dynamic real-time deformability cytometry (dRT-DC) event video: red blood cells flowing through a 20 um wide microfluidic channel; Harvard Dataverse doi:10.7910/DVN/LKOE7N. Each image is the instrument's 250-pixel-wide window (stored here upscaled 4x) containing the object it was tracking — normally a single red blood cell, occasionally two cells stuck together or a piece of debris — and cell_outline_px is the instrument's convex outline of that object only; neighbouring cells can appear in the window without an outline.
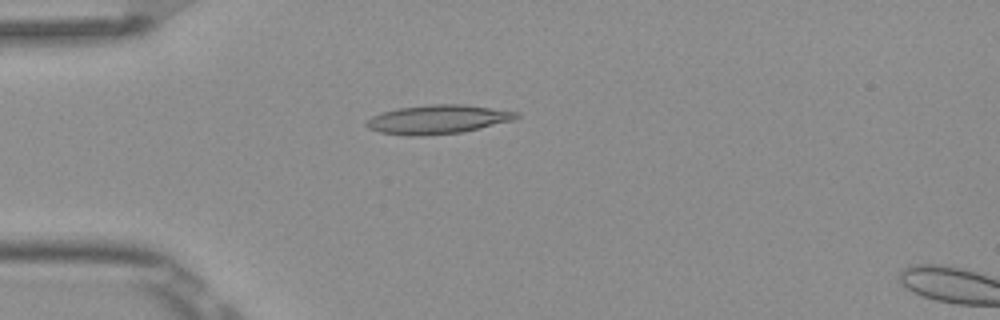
{"species": "Egyptian fruit bat (a non-hibernating species)", "species_latin": "Rousettus aegyptiacus", "temperature_condition": "room temperature", "stored_images_in_passage": 4, "camera_frame_rate_fps": 3000, "um_per_image_px": 0.085, "frame": {"image": 1, "passage_image": 4, "time_ms": 1.0, "image_size_px": [1000, 320], "cell_outline_px": [[520, 116], [516, 120], [464, 132], [420, 136], [408, 136], [380, 132], [368, 128], [364, 124], [372, 116], [384, 112], [400, 108], [428, 104], [464, 104], [520, 112]], "centroid_in_image_um": [37.28, 10.15], "position_along_channel_um": 47.7, "area_um2": 25.43}}